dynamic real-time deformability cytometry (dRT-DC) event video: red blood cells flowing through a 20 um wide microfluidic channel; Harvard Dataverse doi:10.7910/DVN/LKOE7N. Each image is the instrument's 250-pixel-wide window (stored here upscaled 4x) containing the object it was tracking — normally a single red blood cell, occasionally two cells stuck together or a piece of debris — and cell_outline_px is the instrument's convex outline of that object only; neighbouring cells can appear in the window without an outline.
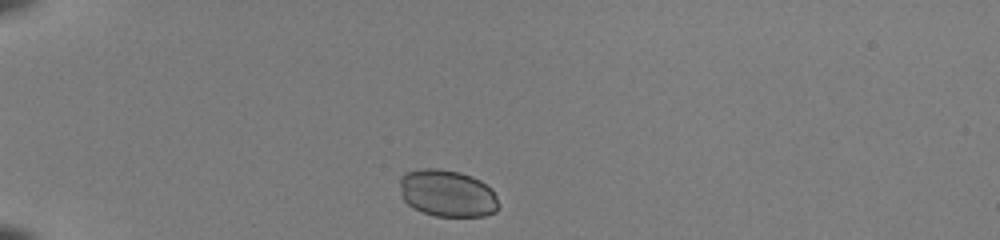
{"species": "common noctule bat (a hibernating species)", "species_latin": "Nyctalus noctula", "temperature_condition": "room temperature", "stored_images_in_passage": 38, "camera_frame_rate_fps": 3000, "um_per_image_px": 0.085, "animal": {"sex": "female", "body_mass_g": 22.0, "forearm_length_mm": 56.7}, "frame": {"image": 1, "passage_image": 2, "time_ms": 0.333, "image_size_px": [1000, 240], "cell_outline_px": [[500, 208], [496, 212], [484, 216], [436, 216], [412, 208], [400, 196], [400, 176], [408, 172], [424, 168], [436, 168], [460, 172], [472, 176], [480, 180], [492, 188], [500, 204]], "centroid_in_image_um": [38.05, 16.44], "position_along_channel_um": 47.0, "area_um2": 27.4}}
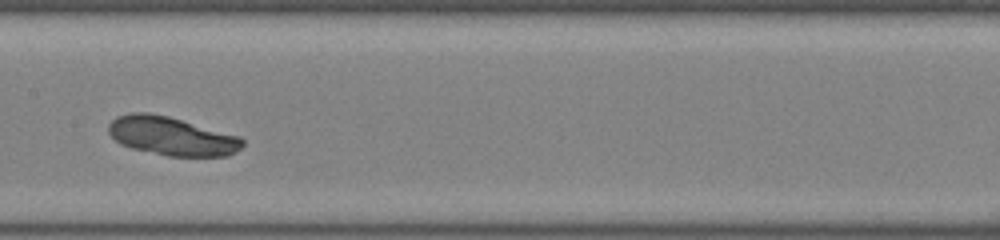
{"frame": {"image": 2, "passage_image": 16, "time_ms": 5.0, "image_size_px": [1000, 240], "cell_outline_px": [[244, 144], [236, 152], [228, 156], [168, 156], [132, 148], [120, 144], [108, 132], [108, 124], [116, 116], [132, 112], [148, 112], [168, 116], [240, 136], [244, 140]], "centroid_in_image_um": [14.59, 11.56], "position_along_channel_um": 192.8, "area_um2": 30.17}}
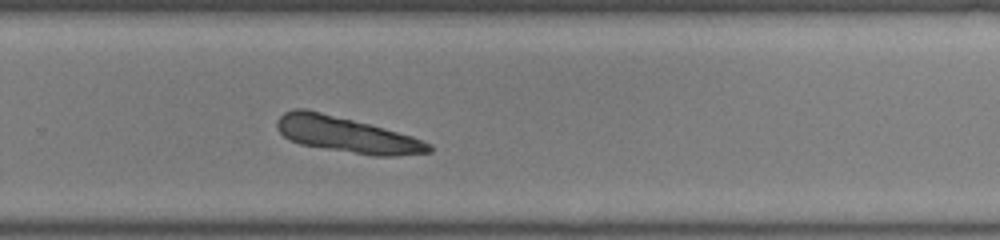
{"frame": {"image": 3, "passage_image": 24, "time_ms": 7.667, "image_size_px": [1000, 240], "cell_outline_px": [[432, 152], [396, 156], [372, 156], [300, 144], [288, 140], [276, 128], [276, 120], [284, 112], [296, 108], [304, 108], [368, 124], [412, 136], [432, 144]], "centroid_in_image_um": [29.44, 11.46], "position_along_channel_um": 300.4, "area_um2": 31.39}}